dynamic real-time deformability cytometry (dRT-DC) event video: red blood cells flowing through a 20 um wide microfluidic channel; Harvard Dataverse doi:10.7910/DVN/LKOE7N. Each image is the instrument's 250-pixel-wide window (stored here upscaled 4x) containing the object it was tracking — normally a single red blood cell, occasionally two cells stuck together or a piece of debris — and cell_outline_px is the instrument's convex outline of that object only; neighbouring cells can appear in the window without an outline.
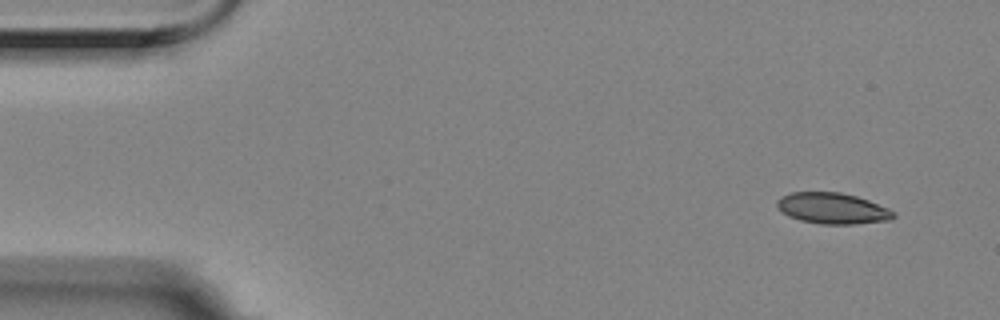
{"species": "Egyptian fruit bat (a non-hibernating species)", "species_latin": "Rousettus aegyptiacus", "temperature_condition": "room temperature", "stored_images_in_passage": 5, "camera_frame_rate_fps": 3000, "um_per_image_px": 0.085, "animal": {"sex": "female"}, "frame": {"image": 1, "passage_image": 1, "time_ms": 0.0, "image_size_px": [1000, 320], "cell_outline_px": [[896, 216], [892, 220], [852, 224], [820, 224], [800, 220], [788, 216], [776, 208], [776, 200], [780, 196], [792, 192], [840, 192], [856, 196], [868, 200], [888, 208], [896, 212]], "centroid_in_image_um": [70.75, 17.71], "position_along_channel_um": 14.3, "area_um2": 21.27}}
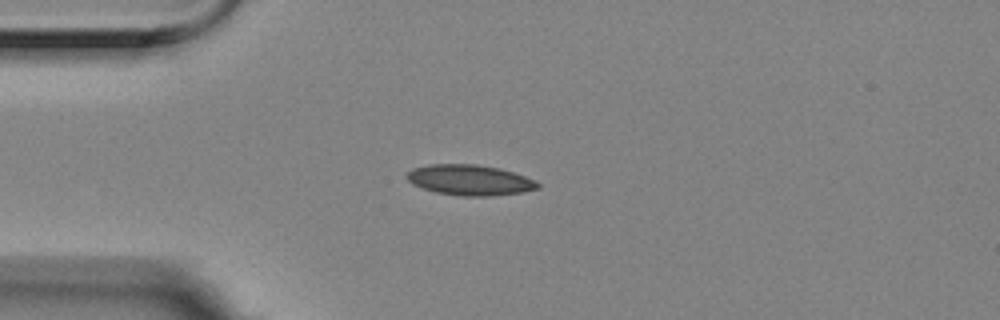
{"frame": {"image": 2, "passage_image": 4, "time_ms": 1.0, "image_size_px": [1000, 320], "cell_outline_px": [[540, 188], [524, 192], [492, 196], [460, 196], [436, 192], [412, 184], [404, 176], [412, 168], [428, 164], [476, 164], [500, 168], [536, 180], [540, 184]], "centroid_in_image_um": [39.94, 15.3], "position_along_channel_um": 45.1, "area_um2": 23.47}}
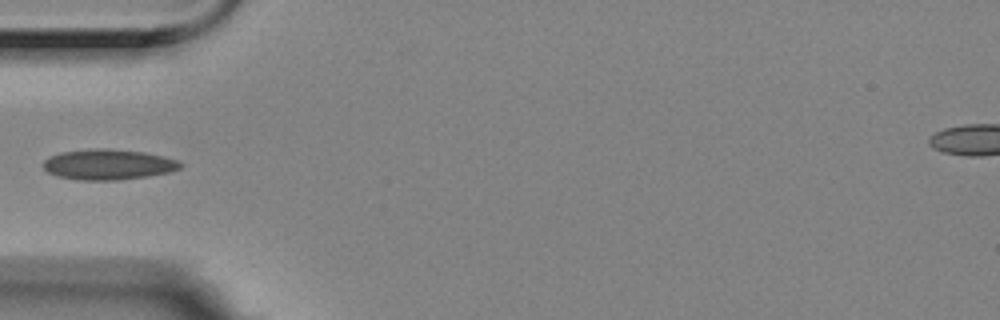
{"frame": {"image": 3, "passage_image": 5, "time_ms": 1.333, "image_size_px": [1000, 320], "cell_outline_px": [[184, 164], [180, 168], [168, 172], [144, 176], [116, 180], [80, 180], [56, 176], [48, 172], [44, 168], [44, 160], [60, 152], [92, 148], [104, 148], [144, 152], [164, 156], [176, 160]], "centroid_in_image_um": [9.18, 13.97], "position_along_channel_um": 75.8, "area_um2": 24.16}}